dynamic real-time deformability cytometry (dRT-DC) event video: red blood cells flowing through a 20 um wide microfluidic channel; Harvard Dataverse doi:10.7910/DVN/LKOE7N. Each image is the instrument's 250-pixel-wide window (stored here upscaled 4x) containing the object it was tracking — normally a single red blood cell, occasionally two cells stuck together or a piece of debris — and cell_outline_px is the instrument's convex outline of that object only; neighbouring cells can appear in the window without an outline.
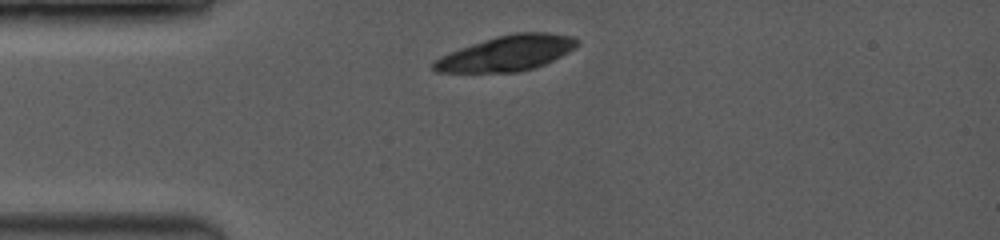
{"species": "common noctule bat (a hibernating species)", "species_latin": "Nyctalus noctula", "temperature_condition": "room temperature", "stored_images_in_passage": 5, "camera_frame_rate_fps": 3500, "um_per_image_px": 0.085, "animal": {"sex": "female", "body_mass_g": 19.0, "forearm_length_mm": 53.3}, "frame": {"image": 1, "passage_image": 1, "time_ms": 0.0, "image_size_px": [1000, 240], "cell_outline_px": [[580, 40], [576, 48], [536, 68], [520, 72], [436, 72], [432, 68], [432, 64], [440, 56], [460, 48], [496, 36], [516, 32], [548, 32], [568, 36]], "centroid_in_image_um": [43.09, 4.53], "position_along_channel_um": 41.9, "area_um2": 29.42}}